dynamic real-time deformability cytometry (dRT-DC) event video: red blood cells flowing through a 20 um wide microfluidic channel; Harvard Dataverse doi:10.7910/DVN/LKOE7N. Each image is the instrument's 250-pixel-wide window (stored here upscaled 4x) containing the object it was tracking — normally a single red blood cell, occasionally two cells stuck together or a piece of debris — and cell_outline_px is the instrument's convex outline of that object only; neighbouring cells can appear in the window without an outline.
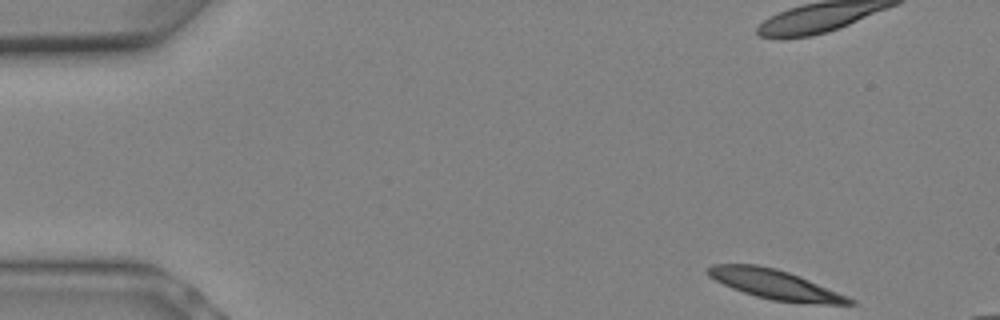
{"species": "Egyptian fruit bat (a non-hibernating species)", "species_latin": "Rousettus aegyptiacus", "temperature_condition": "warm", "stored_images_in_passage": 6, "camera_frame_rate_fps": 3000, "um_per_image_px": 0.085, "animal": {"sex": "female"}, "frame": {"image": 1, "passage_image": 1, "time_ms": 0.0, "image_size_px": [1000, 320], "cell_outline_px": [[856, 304], [820, 304], [772, 300], [756, 296], [732, 288], [708, 276], [708, 268], [712, 264], [756, 264], [776, 268], [800, 276], [856, 300]], "centroid_in_image_um": [65.89, 24.17], "position_along_channel_um": 19.1, "area_um2": 24.04}}